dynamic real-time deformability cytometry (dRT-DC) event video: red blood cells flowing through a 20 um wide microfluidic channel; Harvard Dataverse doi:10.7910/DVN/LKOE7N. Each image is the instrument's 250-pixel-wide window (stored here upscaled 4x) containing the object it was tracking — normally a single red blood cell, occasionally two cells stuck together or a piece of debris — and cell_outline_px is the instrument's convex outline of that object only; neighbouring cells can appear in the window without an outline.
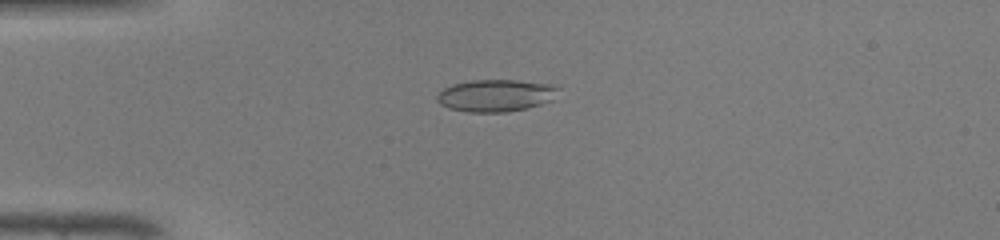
{"species": "common noctule bat (a hibernating species)", "species_latin": "Nyctalus noctula", "temperature_condition": "warm", "stored_images_in_passage": 36, "camera_frame_rate_fps": 3000, "um_per_image_px": 0.085, "animal": {"sex": "male", "body_mass_g": 19.0, "forearm_length_mm": 50.8}, "frame": {"image": 1, "passage_image": 1, "time_ms": 0.0, "image_size_px": [1000, 240], "cell_outline_px": [[560, 88], [552, 100], [540, 104], [524, 108], [504, 112], [468, 112], [448, 108], [440, 104], [436, 100], [436, 96], [444, 88], [452, 84], [472, 80], [516, 80], [552, 84]], "centroid_in_image_um": [42.12, 8.11], "position_along_channel_um": 42.9, "area_um2": 22.66}}
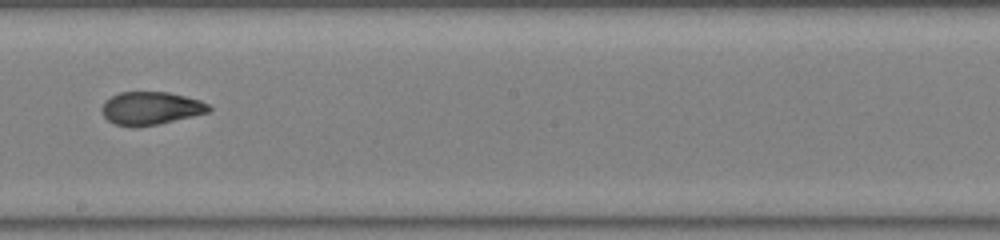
{"frame": {"image": 2, "passage_image": 16, "time_ms": 5.0, "image_size_px": [1000, 240], "cell_outline_px": [[212, 108], [208, 112], [160, 124], [116, 124], [108, 120], [104, 116], [104, 104], [112, 96], [120, 92], [168, 92], [200, 100], [208, 104]], "centroid_in_image_um": [12.89, 9.17], "position_along_channel_um": 235.3, "area_um2": 19.71}}
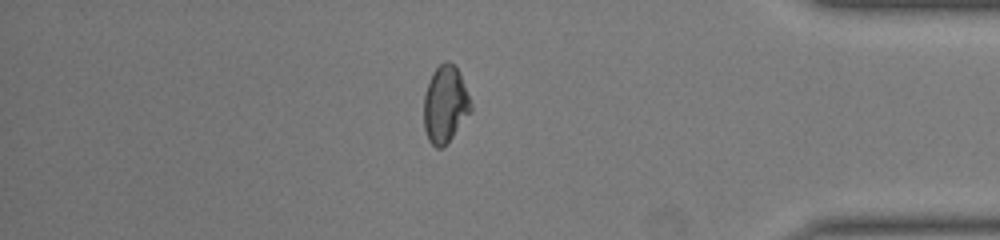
{"frame": {"image": 3, "passage_image": 29, "time_ms": 9.333, "image_size_px": [1000, 240], "cell_outline_px": [[472, 108], [444, 148], [436, 148], [428, 140], [424, 128], [424, 96], [432, 72], [444, 60], [448, 60], [456, 64], [472, 104]], "centroid_in_image_um": [37.83, 8.85], "position_along_channel_um": 397.4, "area_um2": 21.04}, "authors_computed_cell_mechanics": {"area_um2": 21.0681, "velocity_mm_per_s": 4.3842, "shape_relaxation_time_tau1_ms": null, "shape_relaxation_time_tau2_ms": 1.1374, "deformation_change_tau1": null, "deformation_change_tau2": 0.0658}}